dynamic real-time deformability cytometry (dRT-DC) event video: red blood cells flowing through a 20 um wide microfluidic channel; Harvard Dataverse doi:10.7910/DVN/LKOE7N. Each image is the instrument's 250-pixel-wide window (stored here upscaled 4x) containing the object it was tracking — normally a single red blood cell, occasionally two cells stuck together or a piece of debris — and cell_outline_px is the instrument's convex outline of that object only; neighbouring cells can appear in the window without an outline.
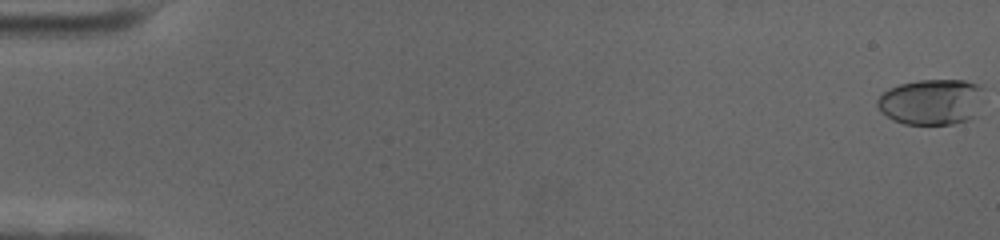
{"species": "human", "species_latin": "Homo sapiens", "temperature_condition": "cold", "stored_images_in_passage": 60, "camera_frame_rate_fps": 3000, "um_per_image_px": 0.085, "donor": {"sex": "female"}, "frame": {"image": 1, "passage_image": 1, "time_ms": 0.0, "image_size_px": [1000, 240], "cell_outline_px": [[984, 88], [976, 116], [968, 120], [952, 124], [904, 124], [880, 112], [876, 104], [876, 100], [888, 88], [900, 84], [920, 80], [964, 80], [976, 84]], "centroid_in_image_um": [79.17, 8.66], "position_along_channel_um": 5.8, "area_um2": 28.44}}
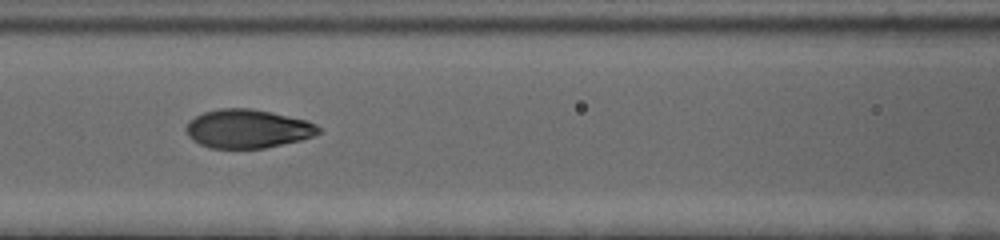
{"frame": {"image": 2, "passage_image": 28, "time_ms": 9.0, "image_size_px": [1000, 240], "cell_outline_px": [[320, 132], [312, 136], [300, 140], [264, 148], [208, 148], [192, 140], [188, 136], [184, 128], [196, 116], [204, 112], [220, 108], [252, 108], [272, 112], [308, 120], [316, 124], [320, 128]], "centroid_in_image_um": [21.05, 10.94], "position_along_channel_um": 145.6, "area_um2": 29.88}}
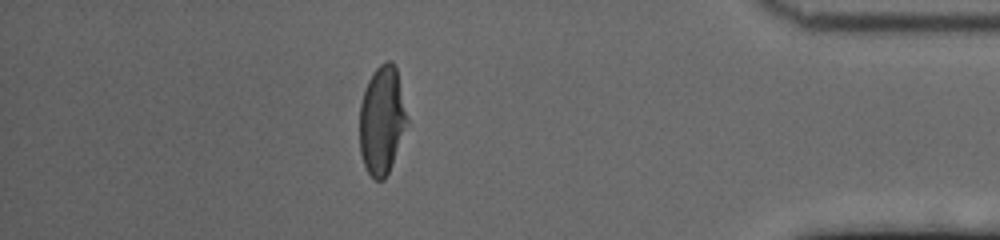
{"frame": {"image": 3, "passage_image": 53, "time_ms": 17.333, "image_size_px": [1000, 240], "cell_outline_px": [[408, 120], [388, 172], [384, 180], [376, 180], [368, 172], [364, 164], [360, 152], [360, 104], [368, 80], [372, 72], [380, 64], [388, 60], [392, 60], [396, 68]], "centroid_in_image_um": [32.44, 10.19], "position_along_channel_um": 402.8, "area_um2": 29.42}, "authors_computed_cell_mechanics": {"area_um2": 29.9693, "velocity_mm_per_s": 3.5175, "shape_relaxation_time_tau1_ms": 4.3756, "shape_relaxation_time_tau2_ms": null, "deformation_change_tau1": 0.189, "deformation_change_tau2": null}}